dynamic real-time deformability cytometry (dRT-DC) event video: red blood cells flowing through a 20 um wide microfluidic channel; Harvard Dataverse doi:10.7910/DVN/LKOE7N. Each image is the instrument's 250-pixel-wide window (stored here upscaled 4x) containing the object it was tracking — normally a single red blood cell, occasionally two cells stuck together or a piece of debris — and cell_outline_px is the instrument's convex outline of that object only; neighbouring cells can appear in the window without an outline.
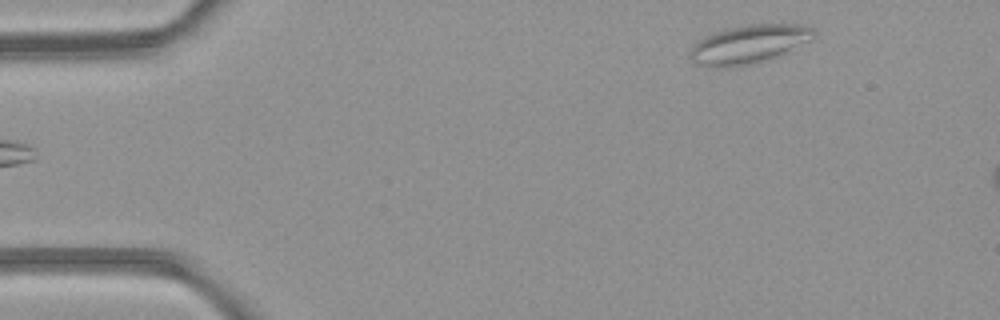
{"species": "common noctule bat (a hibernating species)", "species_latin": "Nyctalus noctula", "temperature_condition": "room temperature", "stored_images_in_passage": 3, "camera_frame_rate_fps": 3000, "um_per_image_px": 0.085, "animal": {"sex": "female", "body_mass_g": 21.9}, "frame": {"image": 1, "passage_image": 1, "time_ms": 0.0, "image_size_px": [1000, 320], "cell_outline_px": [[816, 36], [776, 56], [748, 64], [720, 68], [712, 68], [696, 64], [688, 56], [692, 44], [704, 36], [724, 28], [748, 24], [804, 24], [812, 28], [816, 32]], "centroid_in_image_um": [63.56, 3.74], "position_along_channel_um": 21.4, "area_um2": 27.69}}